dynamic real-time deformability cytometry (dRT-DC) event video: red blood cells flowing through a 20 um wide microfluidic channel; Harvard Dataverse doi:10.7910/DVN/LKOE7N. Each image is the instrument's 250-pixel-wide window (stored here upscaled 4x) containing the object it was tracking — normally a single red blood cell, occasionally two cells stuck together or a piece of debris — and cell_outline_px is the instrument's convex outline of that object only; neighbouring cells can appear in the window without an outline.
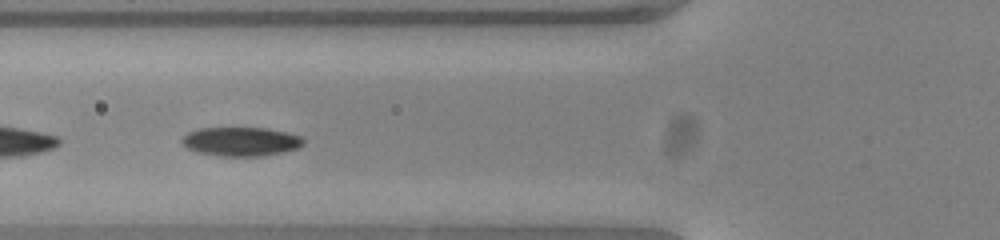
{"species": "common noctule bat (a hibernating species)", "species_latin": "Nyctalus noctula", "temperature_condition": "warm", "stored_images_in_passage": 39, "camera_frame_rate_fps": 3000, "um_per_image_px": 0.085, "animal": {"sex": "female", "body_mass_g": 23.0, "forearm_length_mm": 53.4}, "frame": {"image": 1, "passage_image": 6, "time_ms": 1.667, "image_size_px": [1000, 240], "cell_outline_px": [[304, 144], [296, 148], [264, 156], [220, 156], [200, 152], [188, 148], [180, 140], [188, 132], [200, 128], [264, 128], [284, 132], [300, 136], [304, 140]], "centroid_in_image_um": [20.47, 12.03], "position_along_channel_um": 105.3, "area_um2": 20.17}, "authors_computed_cell_mechanics": {"area_um2": 20.8658, "velocity_mm_per_s": 3.827, "shape_relaxation_time_tau1_ms": 1.9551, "shape_relaxation_time_tau2_ms": null, "deformation_change_tau1": 0.1284, "deformation_change_tau2": null}}